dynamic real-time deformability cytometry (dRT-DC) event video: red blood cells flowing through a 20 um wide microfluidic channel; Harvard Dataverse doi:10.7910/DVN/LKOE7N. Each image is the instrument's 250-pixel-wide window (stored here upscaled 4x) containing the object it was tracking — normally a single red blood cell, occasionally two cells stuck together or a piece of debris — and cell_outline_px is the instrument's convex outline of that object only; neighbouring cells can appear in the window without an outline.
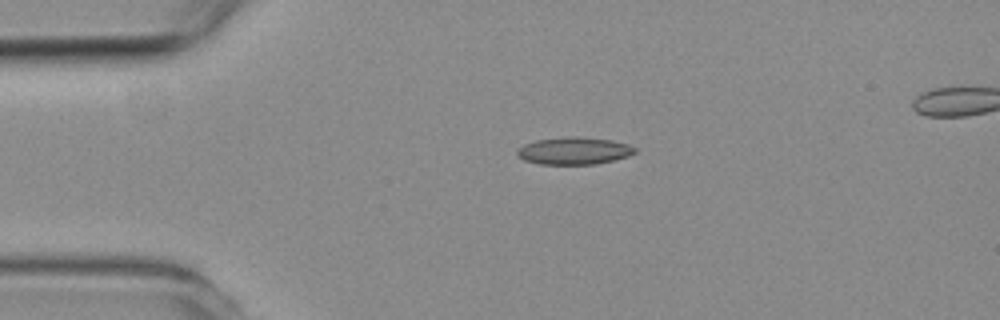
{"species": "common noctule bat (a hibernating species)", "species_latin": "Nyctalus noctula", "temperature_condition": "room temperature", "stored_images_in_passage": 5, "segment_of_instrument_passage": [1, 2], "camera_frame_rate_fps": 3000, "um_per_image_px": 0.085, "animal": {"sex": "female", "body_mass_g": 19.3, "forearm_length_mm": 54.1}, "frame": {"image": 1, "passage_image": 3, "time_ms": 3.0, "image_size_px": [1000, 320], "cell_outline_px": [[636, 152], [628, 156], [596, 164], [540, 164], [524, 160], [516, 156], [516, 148], [524, 144], [536, 140], [568, 136], [572, 136], [612, 140], [628, 144], [636, 148]], "centroid_in_image_um": [48.75, 12.82], "position_along_channel_um": 36.3, "area_um2": 18.79}}